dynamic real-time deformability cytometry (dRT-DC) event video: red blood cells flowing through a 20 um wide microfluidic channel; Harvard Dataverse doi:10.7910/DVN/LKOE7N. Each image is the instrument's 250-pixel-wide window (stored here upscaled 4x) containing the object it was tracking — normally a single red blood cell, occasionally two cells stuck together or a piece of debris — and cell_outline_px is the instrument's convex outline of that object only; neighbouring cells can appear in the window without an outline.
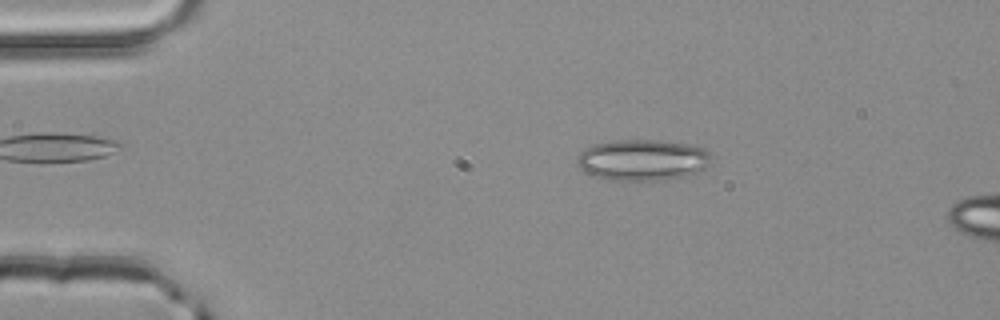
{"species": "common noctule bat (a hibernating species)", "species_latin": "Nyctalus noctula", "temperature_condition": "room temperature", "stored_images_in_passage": 9, "camera_frame_rate_fps": 3000, "um_per_image_px": 0.085, "animal": {"sex": "male", "body_mass_g": 20.4}, "frame": {"image": 1, "passage_image": 4, "time_ms": 1.0, "image_size_px": [1000, 320], "cell_outline_px": [[712, 156], [708, 164], [700, 172], [664, 180], [608, 180], [584, 172], [576, 164], [576, 156], [584, 148], [596, 144], [616, 140], [660, 140], [692, 144], [704, 148], [712, 152]], "centroid_in_image_um": [54.63, 13.59], "position_along_channel_um": 30.4, "area_um2": 32.54}}